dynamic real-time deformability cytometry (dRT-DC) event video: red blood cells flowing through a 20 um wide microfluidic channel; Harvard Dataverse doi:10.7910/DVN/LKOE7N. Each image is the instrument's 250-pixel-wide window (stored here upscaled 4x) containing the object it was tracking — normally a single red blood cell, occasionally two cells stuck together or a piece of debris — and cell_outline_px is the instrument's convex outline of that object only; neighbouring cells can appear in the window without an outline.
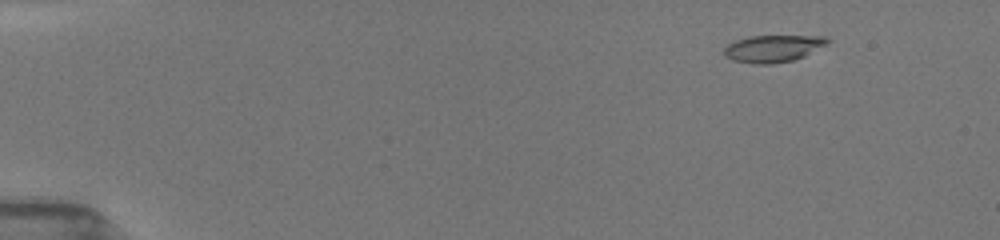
{"species": "common noctule bat (a hibernating species)", "species_latin": "Nyctalus noctula", "temperature_condition": "room temperature", "stored_images_in_passage": 53, "camera_frame_rate_fps": 3000, "um_per_image_px": 0.085, "animal": {"sex": "female", "body_mass_g": 19.5, "forearm_length_mm": 54.1}, "frame": {"image": 1, "passage_image": 7, "time_ms": 2.0, "image_size_px": [1000, 240], "cell_outline_px": [[832, 40], [804, 56], [792, 60], [772, 64], [756, 64], [732, 60], [724, 56], [724, 48], [728, 44], [736, 40], [748, 36], [828, 36]], "centroid_in_image_um": [65.69, 4.12], "position_along_channel_um": 19.3, "area_um2": 16.24}}
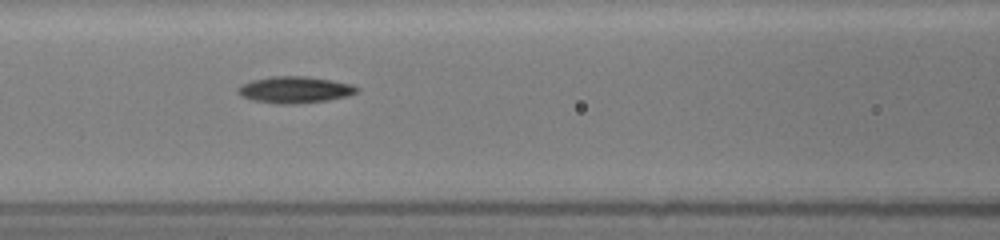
{"frame": {"image": 2, "passage_image": 25, "time_ms": 8.0, "image_size_px": [1000, 240], "cell_outline_px": [[360, 88], [356, 92], [348, 96], [328, 100], [296, 104], [276, 104], [252, 100], [240, 96], [236, 92], [236, 88], [252, 80], [272, 76], [308, 76], [332, 80], [352, 84]], "centroid_in_image_um": [25.05, 7.63], "position_along_channel_um": 141.6, "area_um2": 18.61}}
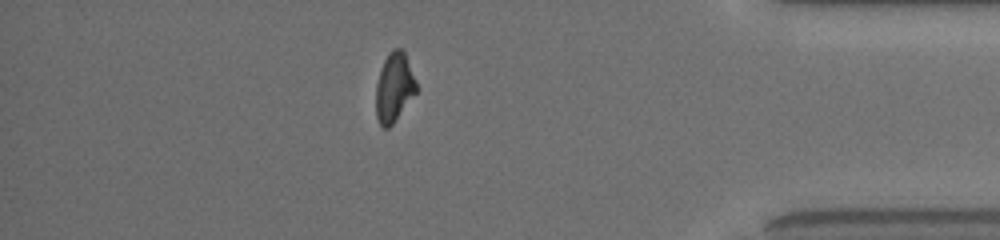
{"frame": {"image": 3, "passage_image": 47, "time_ms": 15.333, "image_size_px": [1000, 240], "cell_outline_px": [[416, 92], [392, 124], [388, 128], [384, 128], [380, 124], [376, 116], [376, 84], [380, 68], [388, 52], [392, 48], [400, 48], [404, 52], [416, 80]], "centroid_in_image_um": [33.48, 7.4], "position_along_channel_um": 401.7, "area_um2": 16.13}, "authors_computed_cell_mechanics": {"area_um2": 17.1666, "velocity_mm_per_s": 3.9674, "shape_relaxation_time_tau1_ms": 3.4132, "shape_relaxation_time_tau2_ms": 7.1736, "deformation_change_tau1": 0.1333, "deformation_change_tau2": 0.1532}}